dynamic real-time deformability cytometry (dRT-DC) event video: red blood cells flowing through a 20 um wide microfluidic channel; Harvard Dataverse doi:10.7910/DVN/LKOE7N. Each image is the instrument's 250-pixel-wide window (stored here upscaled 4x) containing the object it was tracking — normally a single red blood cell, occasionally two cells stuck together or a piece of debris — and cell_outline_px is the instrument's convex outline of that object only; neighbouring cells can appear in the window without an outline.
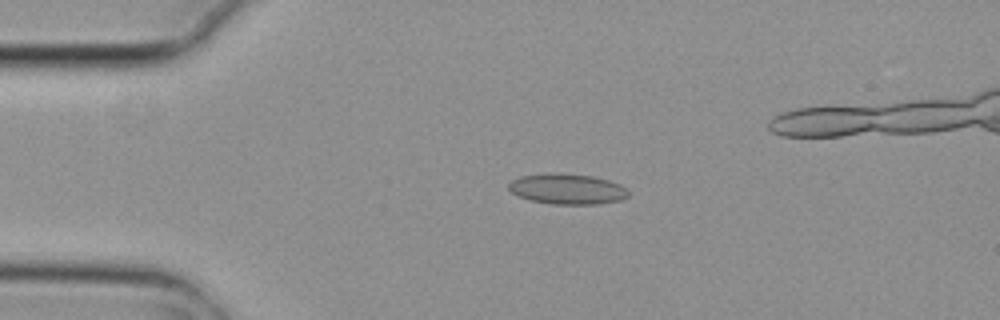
{"species": "common noctule bat (a hibernating species)", "species_latin": "Nyctalus noctula", "temperature_condition": "cold", "stored_images_in_passage": 5, "camera_frame_rate_fps": 3000, "um_per_image_px": 0.085, "animal": {"sex": "female", "body_mass_g": 29.2, "forearm_length_mm": 56.3}, "frame": {"image": 1, "passage_image": 3, "time_ms": 0.667, "image_size_px": [1000, 320], "cell_outline_px": [[628, 196], [620, 200], [596, 204], [552, 204], [532, 200], [520, 196], [512, 192], [508, 188], [508, 184], [512, 180], [520, 176], [560, 172], [592, 176], [608, 180], [620, 184], [628, 188]], "centroid_in_image_um": [48.24, 16.05], "position_along_channel_um": 36.8, "area_um2": 21.21}}